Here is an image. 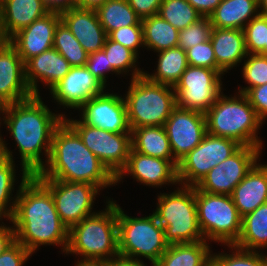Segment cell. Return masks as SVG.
<instances>
[{
    "label": "cell",
    "mask_w": 267,
    "mask_h": 266,
    "mask_svg": "<svg viewBox=\"0 0 267 266\" xmlns=\"http://www.w3.org/2000/svg\"><path fill=\"white\" fill-rule=\"evenodd\" d=\"M10 222L16 241L32 254L40 245L68 246L69 229L62 223L51 192L33 175L22 173Z\"/></svg>",
    "instance_id": "cell-1"
},
{
    "label": "cell",
    "mask_w": 267,
    "mask_h": 266,
    "mask_svg": "<svg viewBox=\"0 0 267 266\" xmlns=\"http://www.w3.org/2000/svg\"><path fill=\"white\" fill-rule=\"evenodd\" d=\"M6 115L4 124L13 136L21 155L22 173L31 176L44 168L42 149L48 161L54 130L64 120L65 114L49 110L40 96L2 106L0 114Z\"/></svg>",
    "instance_id": "cell-2"
},
{
    "label": "cell",
    "mask_w": 267,
    "mask_h": 266,
    "mask_svg": "<svg viewBox=\"0 0 267 266\" xmlns=\"http://www.w3.org/2000/svg\"><path fill=\"white\" fill-rule=\"evenodd\" d=\"M34 176L37 179L86 182L100 190L117 185L116 177L85 146L77 132L65 120L54 130L46 165Z\"/></svg>",
    "instance_id": "cell-3"
},
{
    "label": "cell",
    "mask_w": 267,
    "mask_h": 266,
    "mask_svg": "<svg viewBox=\"0 0 267 266\" xmlns=\"http://www.w3.org/2000/svg\"><path fill=\"white\" fill-rule=\"evenodd\" d=\"M105 211L82 219L68 232L66 253L82 255L79 261H109L119 256L117 204L106 201Z\"/></svg>",
    "instance_id": "cell-4"
},
{
    "label": "cell",
    "mask_w": 267,
    "mask_h": 266,
    "mask_svg": "<svg viewBox=\"0 0 267 266\" xmlns=\"http://www.w3.org/2000/svg\"><path fill=\"white\" fill-rule=\"evenodd\" d=\"M238 94L230 98L221 93L205 113L207 133L262 149V140L257 136L262 122L245 94Z\"/></svg>",
    "instance_id": "cell-5"
},
{
    "label": "cell",
    "mask_w": 267,
    "mask_h": 266,
    "mask_svg": "<svg viewBox=\"0 0 267 266\" xmlns=\"http://www.w3.org/2000/svg\"><path fill=\"white\" fill-rule=\"evenodd\" d=\"M153 214L163 226L169 245L205 240L198 224L195 186H180L177 190L160 193Z\"/></svg>",
    "instance_id": "cell-6"
},
{
    "label": "cell",
    "mask_w": 267,
    "mask_h": 266,
    "mask_svg": "<svg viewBox=\"0 0 267 266\" xmlns=\"http://www.w3.org/2000/svg\"><path fill=\"white\" fill-rule=\"evenodd\" d=\"M124 100L131 129L164 126L176 107L173 87L151 82L144 75L131 79Z\"/></svg>",
    "instance_id": "cell-7"
},
{
    "label": "cell",
    "mask_w": 267,
    "mask_h": 266,
    "mask_svg": "<svg viewBox=\"0 0 267 266\" xmlns=\"http://www.w3.org/2000/svg\"><path fill=\"white\" fill-rule=\"evenodd\" d=\"M117 237L119 256L129 259L144 257L150 262H157L169 246L164 228L154 214L129 217L118 204Z\"/></svg>",
    "instance_id": "cell-8"
},
{
    "label": "cell",
    "mask_w": 267,
    "mask_h": 266,
    "mask_svg": "<svg viewBox=\"0 0 267 266\" xmlns=\"http://www.w3.org/2000/svg\"><path fill=\"white\" fill-rule=\"evenodd\" d=\"M198 224L205 241L234 245L241 233L242 216L230 195L209 194L195 187Z\"/></svg>",
    "instance_id": "cell-9"
},
{
    "label": "cell",
    "mask_w": 267,
    "mask_h": 266,
    "mask_svg": "<svg viewBox=\"0 0 267 266\" xmlns=\"http://www.w3.org/2000/svg\"><path fill=\"white\" fill-rule=\"evenodd\" d=\"M241 145L234 140L206 134L177 167L178 184L196 186L215 166L234 154Z\"/></svg>",
    "instance_id": "cell-10"
},
{
    "label": "cell",
    "mask_w": 267,
    "mask_h": 266,
    "mask_svg": "<svg viewBox=\"0 0 267 266\" xmlns=\"http://www.w3.org/2000/svg\"><path fill=\"white\" fill-rule=\"evenodd\" d=\"M222 75L219 70L188 65L173 87L176 106L206 113L223 93Z\"/></svg>",
    "instance_id": "cell-11"
},
{
    "label": "cell",
    "mask_w": 267,
    "mask_h": 266,
    "mask_svg": "<svg viewBox=\"0 0 267 266\" xmlns=\"http://www.w3.org/2000/svg\"><path fill=\"white\" fill-rule=\"evenodd\" d=\"M64 120L115 177L126 166L131 149V133H114L86 125L80 120L65 117Z\"/></svg>",
    "instance_id": "cell-12"
},
{
    "label": "cell",
    "mask_w": 267,
    "mask_h": 266,
    "mask_svg": "<svg viewBox=\"0 0 267 266\" xmlns=\"http://www.w3.org/2000/svg\"><path fill=\"white\" fill-rule=\"evenodd\" d=\"M38 180L51 192L56 211L68 229L95 214L92 212V206L96 195L100 192L99 187L86 182Z\"/></svg>",
    "instance_id": "cell-13"
},
{
    "label": "cell",
    "mask_w": 267,
    "mask_h": 266,
    "mask_svg": "<svg viewBox=\"0 0 267 266\" xmlns=\"http://www.w3.org/2000/svg\"><path fill=\"white\" fill-rule=\"evenodd\" d=\"M260 149L241 146L229 158L213 167L195 187L209 194L231 195L233 189L260 159Z\"/></svg>",
    "instance_id": "cell-14"
},
{
    "label": "cell",
    "mask_w": 267,
    "mask_h": 266,
    "mask_svg": "<svg viewBox=\"0 0 267 266\" xmlns=\"http://www.w3.org/2000/svg\"><path fill=\"white\" fill-rule=\"evenodd\" d=\"M174 160L179 163L207 134L205 113L176 106L164 124Z\"/></svg>",
    "instance_id": "cell-15"
},
{
    "label": "cell",
    "mask_w": 267,
    "mask_h": 266,
    "mask_svg": "<svg viewBox=\"0 0 267 266\" xmlns=\"http://www.w3.org/2000/svg\"><path fill=\"white\" fill-rule=\"evenodd\" d=\"M82 123L114 133H131L124 97L103 93L85 102L80 108Z\"/></svg>",
    "instance_id": "cell-16"
},
{
    "label": "cell",
    "mask_w": 267,
    "mask_h": 266,
    "mask_svg": "<svg viewBox=\"0 0 267 266\" xmlns=\"http://www.w3.org/2000/svg\"><path fill=\"white\" fill-rule=\"evenodd\" d=\"M32 96L25 80L24 62L17 49L8 40H0V106Z\"/></svg>",
    "instance_id": "cell-17"
},
{
    "label": "cell",
    "mask_w": 267,
    "mask_h": 266,
    "mask_svg": "<svg viewBox=\"0 0 267 266\" xmlns=\"http://www.w3.org/2000/svg\"><path fill=\"white\" fill-rule=\"evenodd\" d=\"M105 87L86 66H75L71 67L50 93L58 104L79 109L89 99L103 94Z\"/></svg>",
    "instance_id": "cell-18"
},
{
    "label": "cell",
    "mask_w": 267,
    "mask_h": 266,
    "mask_svg": "<svg viewBox=\"0 0 267 266\" xmlns=\"http://www.w3.org/2000/svg\"><path fill=\"white\" fill-rule=\"evenodd\" d=\"M60 21V12L50 11L8 40L17 49L24 64L29 59L53 48L54 32Z\"/></svg>",
    "instance_id": "cell-19"
},
{
    "label": "cell",
    "mask_w": 267,
    "mask_h": 266,
    "mask_svg": "<svg viewBox=\"0 0 267 266\" xmlns=\"http://www.w3.org/2000/svg\"><path fill=\"white\" fill-rule=\"evenodd\" d=\"M126 174L147 186L161 187L168 183H178L177 168L169 160L144 155L132 149L126 166L116 176V183Z\"/></svg>",
    "instance_id": "cell-20"
},
{
    "label": "cell",
    "mask_w": 267,
    "mask_h": 266,
    "mask_svg": "<svg viewBox=\"0 0 267 266\" xmlns=\"http://www.w3.org/2000/svg\"><path fill=\"white\" fill-rule=\"evenodd\" d=\"M60 17L88 54L103 49L108 36L96 10L73 7L61 11Z\"/></svg>",
    "instance_id": "cell-21"
},
{
    "label": "cell",
    "mask_w": 267,
    "mask_h": 266,
    "mask_svg": "<svg viewBox=\"0 0 267 266\" xmlns=\"http://www.w3.org/2000/svg\"><path fill=\"white\" fill-rule=\"evenodd\" d=\"M49 12L46 0H0V40H9Z\"/></svg>",
    "instance_id": "cell-22"
},
{
    "label": "cell",
    "mask_w": 267,
    "mask_h": 266,
    "mask_svg": "<svg viewBox=\"0 0 267 266\" xmlns=\"http://www.w3.org/2000/svg\"><path fill=\"white\" fill-rule=\"evenodd\" d=\"M24 66L26 83L35 96H40L37 86L39 79L51 90L72 67L55 48L29 59Z\"/></svg>",
    "instance_id": "cell-23"
},
{
    "label": "cell",
    "mask_w": 267,
    "mask_h": 266,
    "mask_svg": "<svg viewBox=\"0 0 267 266\" xmlns=\"http://www.w3.org/2000/svg\"><path fill=\"white\" fill-rule=\"evenodd\" d=\"M230 196L242 217L266 203L267 164L256 163Z\"/></svg>",
    "instance_id": "cell-24"
},
{
    "label": "cell",
    "mask_w": 267,
    "mask_h": 266,
    "mask_svg": "<svg viewBox=\"0 0 267 266\" xmlns=\"http://www.w3.org/2000/svg\"><path fill=\"white\" fill-rule=\"evenodd\" d=\"M210 40L216 58V70L223 75L247 57L242 29L212 27Z\"/></svg>",
    "instance_id": "cell-25"
},
{
    "label": "cell",
    "mask_w": 267,
    "mask_h": 266,
    "mask_svg": "<svg viewBox=\"0 0 267 266\" xmlns=\"http://www.w3.org/2000/svg\"><path fill=\"white\" fill-rule=\"evenodd\" d=\"M131 149L144 155L169 160L176 168L164 126H144L131 129Z\"/></svg>",
    "instance_id": "cell-26"
},
{
    "label": "cell",
    "mask_w": 267,
    "mask_h": 266,
    "mask_svg": "<svg viewBox=\"0 0 267 266\" xmlns=\"http://www.w3.org/2000/svg\"><path fill=\"white\" fill-rule=\"evenodd\" d=\"M258 14V0H222L209 19L214 28L243 30Z\"/></svg>",
    "instance_id": "cell-27"
},
{
    "label": "cell",
    "mask_w": 267,
    "mask_h": 266,
    "mask_svg": "<svg viewBox=\"0 0 267 266\" xmlns=\"http://www.w3.org/2000/svg\"><path fill=\"white\" fill-rule=\"evenodd\" d=\"M207 241L169 245L157 261L160 266H211Z\"/></svg>",
    "instance_id": "cell-28"
},
{
    "label": "cell",
    "mask_w": 267,
    "mask_h": 266,
    "mask_svg": "<svg viewBox=\"0 0 267 266\" xmlns=\"http://www.w3.org/2000/svg\"><path fill=\"white\" fill-rule=\"evenodd\" d=\"M234 246L250 251L267 247V202L242 217L241 233Z\"/></svg>",
    "instance_id": "cell-29"
},
{
    "label": "cell",
    "mask_w": 267,
    "mask_h": 266,
    "mask_svg": "<svg viewBox=\"0 0 267 266\" xmlns=\"http://www.w3.org/2000/svg\"><path fill=\"white\" fill-rule=\"evenodd\" d=\"M158 54L157 71L154 74L144 72L143 75L151 82L174 87L188 67L186 51L177 46Z\"/></svg>",
    "instance_id": "cell-30"
},
{
    "label": "cell",
    "mask_w": 267,
    "mask_h": 266,
    "mask_svg": "<svg viewBox=\"0 0 267 266\" xmlns=\"http://www.w3.org/2000/svg\"><path fill=\"white\" fill-rule=\"evenodd\" d=\"M144 47L159 52L178 46L179 30L156 14L142 19Z\"/></svg>",
    "instance_id": "cell-31"
},
{
    "label": "cell",
    "mask_w": 267,
    "mask_h": 266,
    "mask_svg": "<svg viewBox=\"0 0 267 266\" xmlns=\"http://www.w3.org/2000/svg\"><path fill=\"white\" fill-rule=\"evenodd\" d=\"M96 13L107 35L121 27L142 25L141 19L131 8L128 0H108L96 10Z\"/></svg>",
    "instance_id": "cell-32"
},
{
    "label": "cell",
    "mask_w": 267,
    "mask_h": 266,
    "mask_svg": "<svg viewBox=\"0 0 267 266\" xmlns=\"http://www.w3.org/2000/svg\"><path fill=\"white\" fill-rule=\"evenodd\" d=\"M4 142L5 141L2 139L0 147V219L4 217V219L7 218L9 220L15 208L16 196L15 199L11 196L13 195L12 190L14 191L13 187L15 185L16 175L12 156L13 152L9 151L6 146L7 144ZM11 200H13V202Z\"/></svg>",
    "instance_id": "cell-33"
},
{
    "label": "cell",
    "mask_w": 267,
    "mask_h": 266,
    "mask_svg": "<svg viewBox=\"0 0 267 266\" xmlns=\"http://www.w3.org/2000/svg\"><path fill=\"white\" fill-rule=\"evenodd\" d=\"M53 48H55L72 67L86 66L88 53L62 21L56 26Z\"/></svg>",
    "instance_id": "cell-34"
},
{
    "label": "cell",
    "mask_w": 267,
    "mask_h": 266,
    "mask_svg": "<svg viewBox=\"0 0 267 266\" xmlns=\"http://www.w3.org/2000/svg\"><path fill=\"white\" fill-rule=\"evenodd\" d=\"M102 50L106 53L108 65L112 66L114 73L117 75L131 71L132 79L143 76L144 71L138 67L136 68L138 55L131 49L124 47L119 42L110 40L107 37ZM131 68H134L133 71L128 70Z\"/></svg>",
    "instance_id": "cell-35"
},
{
    "label": "cell",
    "mask_w": 267,
    "mask_h": 266,
    "mask_svg": "<svg viewBox=\"0 0 267 266\" xmlns=\"http://www.w3.org/2000/svg\"><path fill=\"white\" fill-rule=\"evenodd\" d=\"M158 15L177 30L185 29L202 18L187 0H163Z\"/></svg>",
    "instance_id": "cell-36"
},
{
    "label": "cell",
    "mask_w": 267,
    "mask_h": 266,
    "mask_svg": "<svg viewBox=\"0 0 267 266\" xmlns=\"http://www.w3.org/2000/svg\"><path fill=\"white\" fill-rule=\"evenodd\" d=\"M232 254L219 253L212 254L211 266H267V256L258 251H250L238 248L234 245H228Z\"/></svg>",
    "instance_id": "cell-37"
},
{
    "label": "cell",
    "mask_w": 267,
    "mask_h": 266,
    "mask_svg": "<svg viewBox=\"0 0 267 266\" xmlns=\"http://www.w3.org/2000/svg\"><path fill=\"white\" fill-rule=\"evenodd\" d=\"M244 60L243 77L249 84L247 87L239 89L240 93H246L250 88L267 83V56L261 54H247Z\"/></svg>",
    "instance_id": "cell-38"
},
{
    "label": "cell",
    "mask_w": 267,
    "mask_h": 266,
    "mask_svg": "<svg viewBox=\"0 0 267 266\" xmlns=\"http://www.w3.org/2000/svg\"><path fill=\"white\" fill-rule=\"evenodd\" d=\"M212 30L209 17H202L185 29L179 30L178 47L184 51L189 48L208 41Z\"/></svg>",
    "instance_id": "cell-39"
},
{
    "label": "cell",
    "mask_w": 267,
    "mask_h": 266,
    "mask_svg": "<svg viewBox=\"0 0 267 266\" xmlns=\"http://www.w3.org/2000/svg\"><path fill=\"white\" fill-rule=\"evenodd\" d=\"M248 54H258L265 46V16L258 14L243 29Z\"/></svg>",
    "instance_id": "cell-40"
},
{
    "label": "cell",
    "mask_w": 267,
    "mask_h": 266,
    "mask_svg": "<svg viewBox=\"0 0 267 266\" xmlns=\"http://www.w3.org/2000/svg\"><path fill=\"white\" fill-rule=\"evenodd\" d=\"M110 40L119 42L124 47H127L134 51L138 56L139 47L144 46L143 26L132 25L127 27H121L119 29L111 31L108 35Z\"/></svg>",
    "instance_id": "cell-41"
},
{
    "label": "cell",
    "mask_w": 267,
    "mask_h": 266,
    "mask_svg": "<svg viewBox=\"0 0 267 266\" xmlns=\"http://www.w3.org/2000/svg\"><path fill=\"white\" fill-rule=\"evenodd\" d=\"M186 56L190 66L216 70V58L210 39L186 50Z\"/></svg>",
    "instance_id": "cell-42"
},
{
    "label": "cell",
    "mask_w": 267,
    "mask_h": 266,
    "mask_svg": "<svg viewBox=\"0 0 267 266\" xmlns=\"http://www.w3.org/2000/svg\"><path fill=\"white\" fill-rule=\"evenodd\" d=\"M86 67L105 86L107 82L106 73H114L112 66L108 65L107 56L103 50L88 54Z\"/></svg>",
    "instance_id": "cell-43"
},
{
    "label": "cell",
    "mask_w": 267,
    "mask_h": 266,
    "mask_svg": "<svg viewBox=\"0 0 267 266\" xmlns=\"http://www.w3.org/2000/svg\"><path fill=\"white\" fill-rule=\"evenodd\" d=\"M31 252L18 241H15L0 255V266H23Z\"/></svg>",
    "instance_id": "cell-44"
},
{
    "label": "cell",
    "mask_w": 267,
    "mask_h": 266,
    "mask_svg": "<svg viewBox=\"0 0 267 266\" xmlns=\"http://www.w3.org/2000/svg\"><path fill=\"white\" fill-rule=\"evenodd\" d=\"M245 96L263 123L265 118H267V83L250 88L245 93Z\"/></svg>",
    "instance_id": "cell-45"
},
{
    "label": "cell",
    "mask_w": 267,
    "mask_h": 266,
    "mask_svg": "<svg viewBox=\"0 0 267 266\" xmlns=\"http://www.w3.org/2000/svg\"><path fill=\"white\" fill-rule=\"evenodd\" d=\"M162 2L163 0H128L129 5L141 20L158 14Z\"/></svg>",
    "instance_id": "cell-46"
},
{
    "label": "cell",
    "mask_w": 267,
    "mask_h": 266,
    "mask_svg": "<svg viewBox=\"0 0 267 266\" xmlns=\"http://www.w3.org/2000/svg\"><path fill=\"white\" fill-rule=\"evenodd\" d=\"M202 17H209L222 0H187Z\"/></svg>",
    "instance_id": "cell-47"
},
{
    "label": "cell",
    "mask_w": 267,
    "mask_h": 266,
    "mask_svg": "<svg viewBox=\"0 0 267 266\" xmlns=\"http://www.w3.org/2000/svg\"><path fill=\"white\" fill-rule=\"evenodd\" d=\"M16 241L13 226L0 225V255Z\"/></svg>",
    "instance_id": "cell-48"
},
{
    "label": "cell",
    "mask_w": 267,
    "mask_h": 266,
    "mask_svg": "<svg viewBox=\"0 0 267 266\" xmlns=\"http://www.w3.org/2000/svg\"><path fill=\"white\" fill-rule=\"evenodd\" d=\"M46 5L50 11L61 12L65 9L77 7V0H46Z\"/></svg>",
    "instance_id": "cell-49"
},
{
    "label": "cell",
    "mask_w": 267,
    "mask_h": 266,
    "mask_svg": "<svg viewBox=\"0 0 267 266\" xmlns=\"http://www.w3.org/2000/svg\"><path fill=\"white\" fill-rule=\"evenodd\" d=\"M108 266H145L143 261L117 256L107 261Z\"/></svg>",
    "instance_id": "cell-50"
},
{
    "label": "cell",
    "mask_w": 267,
    "mask_h": 266,
    "mask_svg": "<svg viewBox=\"0 0 267 266\" xmlns=\"http://www.w3.org/2000/svg\"><path fill=\"white\" fill-rule=\"evenodd\" d=\"M108 0H77V7L81 9L97 10Z\"/></svg>",
    "instance_id": "cell-51"
},
{
    "label": "cell",
    "mask_w": 267,
    "mask_h": 266,
    "mask_svg": "<svg viewBox=\"0 0 267 266\" xmlns=\"http://www.w3.org/2000/svg\"><path fill=\"white\" fill-rule=\"evenodd\" d=\"M76 266H108L107 261H77Z\"/></svg>",
    "instance_id": "cell-52"
},
{
    "label": "cell",
    "mask_w": 267,
    "mask_h": 266,
    "mask_svg": "<svg viewBox=\"0 0 267 266\" xmlns=\"http://www.w3.org/2000/svg\"><path fill=\"white\" fill-rule=\"evenodd\" d=\"M259 14L267 17V0H258Z\"/></svg>",
    "instance_id": "cell-53"
},
{
    "label": "cell",
    "mask_w": 267,
    "mask_h": 266,
    "mask_svg": "<svg viewBox=\"0 0 267 266\" xmlns=\"http://www.w3.org/2000/svg\"><path fill=\"white\" fill-rule=\"evenodd\" d=\"M264 48L258 53L267 56V17H265V36H264Z\"/></svg>",
    "instance_id": "cell-54"
},
{
    "label": "cell",
    "mask_w": 267,
    "mask_h": 266,
    "mask_svg": "<svg viewBox=\"0 0 267 266\" xmlns=\"http://www.w3.org/2000/svg\"><path fill=\"white\" fill-rule=\"evenodd\" d=\"M0 111H2V107L0 106ZM0 120H1V117H0ZM2 122H0V125H1ZM1 144H2V137H0V147H1Z\"/></svg>",
    "instance_id": "cell-55"
},
{
    "label": "cell",
    "mask_w": 267,
    "mask_h": 266,
    "mask_svg": "<svg viewBox=\"0 0 267 266\" xmlns=\"http://www.w3.org/2000/svg\"><path fill=\"white\" fill-rule=\"evenodd\" d=\"M151 264H152V266H160V264L158 262H151Z\"/></svg>",
    "instance_id": "cell-56"
}]
</instances>
